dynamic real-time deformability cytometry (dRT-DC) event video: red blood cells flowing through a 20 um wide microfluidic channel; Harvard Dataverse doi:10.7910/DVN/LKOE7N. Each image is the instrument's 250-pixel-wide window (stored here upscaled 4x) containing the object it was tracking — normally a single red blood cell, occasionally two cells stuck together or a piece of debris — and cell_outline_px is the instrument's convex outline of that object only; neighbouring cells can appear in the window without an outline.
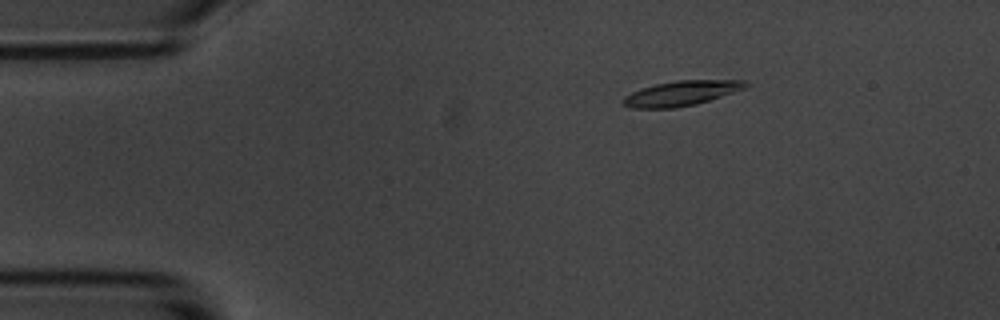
{"species": "common noctule bat (a hibernating species)", "species_latin": "Nyctalus noctula", "temperature_condition": "room temperature", "stored_images_in_passage": 5, "camera_frame_rate_fps": 3000, "um_per_image_px": 0.085, "animal": {"sex": "male", "body_mass_g": 20.1, "forearm_length_mm": 53.5}, "frame": {"image": 1, "passage_image": 3, "time_ms": 2.333, "image_size_px": [1000, 320], "cell_outline_px": [[752, 84], [744, 88], [696, 104], [676, 108], [632, 108], [624, 104], [620, 100], [624, 96], [640, 88], [656, 84], [676, 80], [744, 80]], "centroid_in_image_um": [57.88, 7.92], "position_along_channel_um": 27.1, "area_um2": 17.69}}